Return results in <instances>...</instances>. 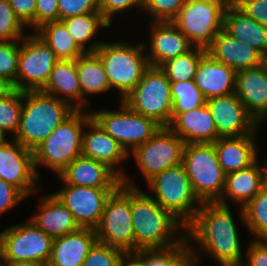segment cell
Wrapping results in <instances>:
<instances>
[{
    "label": "cell",
    "mask_w": 267,
    "mask_h": 266,
    "mask_svg": "<svg viewBox=\"0 0 267 266\" xmlns=\"http://www.w3.org/2000/svg\"><path fill=\"white\" fill-rule=\"evenodd\" d=\"M185 232L198 265L202 262L203 252L214 258L220 266H242L244 263L243 249L230 206L217 202L202 203L193 220L185 227ZM191 241L198 244L201 251L191 246Z\"/></svg>",
    "instance_id": "cell-1"
},
{
    "label": "cell",
    "mask_w": 267,
    "mask_h": 266,
    "mask_svg": "<svg viewBox=\"0 0 267 266\" xmlns=\"http://www.w3.org/2000/svg\"><path fill=\"white\" fill-rule=\"evenodd\" d=\"M122 184L131 187L135 252L139 249L169 248L185 239V226L159 205L151 195L142 188L140 190L128 176L122 179ZM179 231L182 233L180 236Z\"/></svg>",
    "instance_id": "cell-2"
},
{
    "label": "cell",
    "mask_w": 267,
    "mask_h": 266,
    "mask_svg": "<svg viewBox=\"0 0 267 266\" xmlns=\"http://www.w3.org/2000/svg\"><path fill=\"white\" fill-rule=\"evenodd\" d=\"M76 109L41 90L23 91L20 125L13 139L33 151Z\"/></svg>",
    "instance_id": "cell-3"
},
{
    "label": "cell",
    "mask_w": 267,
    "mask_h": 266,
    "mask_svg": "<svg viewBox=\"0 0 267 266\" xmlns=\"http://www.w3.org/2000/svg\"><path fill=\"white\" fill-rule=\"evenodd\" d=\"M85 111L88 110H75L33 150L37 176L38 165L50 168L58 175L74 159L82 155L83 129L92 117L91 112Z\"/></svg>",
    "instance_id": "cell-4"
},
{
    "label": "cell",
    "mask_w": 267,
    "mask_h": 266,
    "mask_svg": "<svg viewBox=\"0 0 267 266\" xmlns=\"http://www.w3.org/2000/svg\"><path fill=\"white\" fill-rule=\"evenodd\" d=\"M144 43L103 42L95 51L100 57L110 88L120 92L125 98L141 80L149 67Z\"/></svg>",
    "instance_id": "cell-5"
},
{
    "label": "cell",
    "mask_w": 267,
    "mask_h": 266,
    "mask_svg": "<svg viewBox=\"0 0 267 266\" xmlns=\"http://www.w3.org/2000/svg\"><path fill=\"white\" fill-rule=\"evenodd\" d=\"M182 165L201 203L220 200L226 174L219 164L214 143L185 144Z\"/></svg>",
    "instance_id": "cell-6"
},
{
    "label": "cell",
    "mask_w": 267,
    "mask_h": 266,
    "mask_svg": "<svg viewBox=\"0 0 267 266\" xmlns=\"http://www.w3.org/2000/svg\"><path fill=\"white\" fill-rule=\"evenodd\" d=\"M146 184L154 193L153 199L185 227L193 220L202 205L194 194L182 164L165 169Z\"/></svg>",
    "instance_id": "cell-7"
},
{
    "label": "cell",
    "mask_w": 267,
    "mask_h": 266,
    "mask_svg": "<svg viewBox=\"0 0 267 266\" xmlns=\"http://www.w3.org/2000/svg\"><path fill=\"white\" fill-rule=\"evenodd\" d=\"M231 0H186L171 22L194 47L206 49L223 29V14Z\"/></svg>",
    "instance_id": "cell-8"
},
{
    "label": "cell",
    "mask_w": 267,
    "mask_h": 266,
    "mask_svg": "<svg viewBox=\"0 0 267 266\" xmlns=\"http://www.w3.org/2000/svg\"><path fill=\"white\" fill-rule=\"evenodd\" d=\"M130 109L162 127L171 123L170 81L160 67L149 66L136 87L122 100Z\"/></svg>",
    "instance_id": "cell-9"
},
{
    "label": "cell",
    "mask_w": 267,
    "mask_h": 266,
    "mask_svg": "<svg viewBox=\"0 0 267 266\" xmlns=\"http://www.w3.org/2000/svg\"><path fill=\"white\" fill-rule=\"evenodd\" d=\"M100 243L135 253V234L131 215V187L121 184L107 199L95 228Z\"/></svg>",
    "instance_id": "cell-10"
},
{
    "label": "cell",
    "mask_w": 267,
    "mask_h": 266,
    "mask_svg": "<svg viewBox=\"0 0 267 266\" xmlns=\"http://www.w3.org/2000/svg\"><path fill=\"white\" fill-rule=\"evenodd\" d=\"M53 238L40 230L29 218L26 223L12 224L0 232V262L37 261L47 264Z\"/></svg>",
    "instance_id": "cell-11"
},
{
    "label": "cell",
    "mask_w": 267,
    "mask_h": 266,
    "mask_svg": "<svg viewBox=\"0 0 267 266\" xmlns=\"http://www.w3.org/2000/svg\"><path fill=\"white\" fill-rule=\"evenodd\" d=\"M91 116L128 153L145 143L162 128L152 118L145 117L130 109L122 100L119 111L100 109L97 112L93 111Z\"/></svg>",
    "instance_id": "cell-12"
},
{
    "label": "cell",
    "mask_w": 267,
    "mask_h": 266,
    "mask_svg": "<svg viewBox=\"0 0 267 266\" xmlns=\"http://www.w3.org/2000/svg\"><path fill=\"white\" fill-rule=\"evenodd\" d=\"M185 144L179 135L173 133L168 127H162L129 155H133L147 183L165 169L182 164Z\"/></svg>",
    "instance_id": "cell-13"
},
{
    "label": "cell",
    "mask_w": 267,
    "mask_h": 266,
    "mask_svg": "<svg viewBox=\"0 0 267 266\" xmlns=\"http://www.w3.org/2000/svg\"><path fill=\"white\" fill-rule=\"evenodd\" d=\"M29 35L23 37L19 45L16 89L20 91L41 90L59 60L35 33Z\"/></svg>",
    "instance_id": "cell-14"
},
{
    "label": "cell",
    "mask_w": 267,
    "mask_h": 266,
    "mask_svg": "<svg viewBox=\"0 0 267 266\" xmlns=\"http://www.w3.org/2000/svg\"><path fill=\"white\" fill-rule=\"evenodd\" d=\"M116 189L65 184L61 190L53 194L72 213L80 228L95 229L100 222L107 199Z\"/></svg>",
    "instance_id": "cell-15"
},
{
    "label": "cell",
    "mask_w": 267,
    "mask_h": 266,
    "mask_svg": "<svg viewBox=\"0 0 267 266\" xmlns=\"http://www.w3.org/2000/svg\"><path fill=\"white\" fill-rule=\"evenodd\" d=\"M0 178L17 187L26 197L40 189L33 151L12 138L0 145Z\"/></svg>",
    "instance_id": "cell-16"
},
{
    "label": "cell",
    "mask_w": 267,
    "mask_h": 266,
    "mask_svg": "<svg viewBox=\"0 0 267 266\" xmlns=\"http://www.w3.org/2000/svg\"><path fill=\"white\" fill-rule=\"evenodd\" d=\"M206 105L220 138L252 134L258 129L259 125L235 93L208 99Z\"/></svg>",
    "instance_id": "cell-17"
},
{
    "label": "cell",
    "mask_w": 267,
    "mask_h": 266,
    "mask_svg": "<svg viewBox=\"0 0 267 266\" xmlns=\"http://www.w3.org/2000/svg\"><path fill=\"white\" fill-rule=\"evenodd\" d=\"M82 134V156L98 160L111 168L121 179L126 175L123 169L118 168L119 163L128 160L130 153L110 136L101 125L91 117ZM85 131V132H84Z\"/></svg>",
    "instance_id": "cell-18"
},
{
    "label": "cell",
    "mask_w": 267,
    "mask_h": 266,
    "mask_svg": "<svg viewBox=\"0 0 267 266\" xmlns=\"http://www.w3.org/2000/svg\"><path fill=\"white\" fill-rule=\"evenodd\" d=\"M235 94L258 125L267 119V61L236 72Z\"/></svg>",
    "instance_id": "cell-19"
},
{
    "label": "cell",
    "mask_w": 267,
    "mask_h": 266,
    "mask_svg": "<svg viewBox=\"0 0 267 266\" xmlns=\"http://www.w3.org/2000/svg\"><path fill=\"white\" fill-rule=\"evenodd\" d=\"M149 30V66L159 67L171 58L183 55L194 46L171 21H151Z\"/></svg>",
    "instance_id": "cell-20"
},
{
    "label": "cell",
    "mask_w": 267,
    "mask_h": 266,
    "mask_svg": "<svg viewBox=\"0 0 267 266\" xmlns=\"http://www.w3.org/2000/svg\"><path fill=\"white\" fill-rule=\"evenodd\" d=\"M62 184L94 188H118L122 179L106 164L85 156L74 159L59 174Z\"/></svg>",
    "instance_id": "cell-21"
},
{
    "label": "cell",
    "mask_w": 267,
    "mask_h": 266,
    "mask_svg": "<svg viewBox=\"0 0 267 266\" xmlns=\"http://www.w3.org/2000/svg\"><path fill=\"white\" fill-rule=\"evenodd\" d=\"M267 183V163L260 166L256 160L252 165L226 174L225 185L218 204L228 205L229 199L243 208ZM228 197V198H227Z\"/></svg>",
    "instance_id": "cell-22"
},
{
    "label": "cell",
    "mask_w": 267,
    "mask_h": 266,
    "mask_svg": "<svg viewBox=\"0 0 267 266\" xmlns=\"http://www.w3.org/2000/svg\"><path fill=\"white\" fill-rule=\"evenodd\" d=\"M206 52L236 72L258 67L267 61L257 50L236 39L224 29L213 39Z\"/></svg>",
    "instance_id": "cell-23"
},
{
    "label": "cell",
    "mask_w": 267,
    "mask_h": 266,
    "mask_svg": "<svg viewBox=\"0 0 267 266\" xmlns=\"http://www.w3.org/2000/svg\"><path fill=\"white\" fill-rule=\"evenodd\" d=\"M168 128L186 144L214 143L220 138L206 104L185 113H171Z\"/></svg>",
    "instance_id": "cell-24"
},
{
    "label": "cell",
    "mask_w": 267,
    "mask_h": 266,
    "mask_svg": "<svg viewBox=\"0 0 267 266\" xmlns=\"http://www.w3.org/2000/svg\"><path fill=\"white\" fill-rule=\"evenodd\" d=\"M194 82L206 100L235 93L236 71L207 52L201 57Z\"/></svg>",
    "instance_id": "cell-25"
},
{
    "label": "cell",
    "mask_w": 267,
    "mask_h": 266,
    "mask_svg": "<svg viewBox=\"0 0 267 266\" xmlns=\"http://www.w3.org/2000/svg\"><path fill=\"white\" fill-rule=\"evenodd\" d=\"M95 229L79 228L53 240L48 265L82 266L90 249L97 242Z\"/></svg>",
    "instance_id": "cell-26"
},
{
    "label": "cell",
    "mask_w": 267,
    "mask_h": 266,
    "mask_svg": "<svg viewBox=\"0 0 267 266\" xmlns=\"http://www.w3.org/2000/svg\"><path fill=\"white\" fill-rule=\"evenodd\" d=\"M256 132L257 129L252 134L222 137L214 142L219 164L225 174L246 168L258 160Z\"/></svg>",
    "instance_id": "cell-27"
},
{
    "label": "cell",
    "mask_w": 267,
    "mask_h": 266,
    "mask_svg": "<svg viewBox=\"0 0 267 266\" xmlns=\"http://www.w3.org/2000/svg\"><path fill=\"white\" fill-rule=\"evenodd\" d=\"M223 29L257 50L267 60V27L245 15L232 2L225 8Z\"/></svg>",
    "instance_id": "cell-28"
},
{
    "label": "cell",
    "mask_w": 267,
    "mask_h": 266,
    "mask_svg": "<svg viewBox=\"0 0 267 266\" xmlns=\"http://www.w3.org/2000/svg\"><path fill=\"white\" fill-rule=\"evenodd\" d=\"M39 201V212L30 219L45 234L55 239L80 228L72 213L53 193L41 197Z\"/></svg>",
    "instance_id": "cell-29"
},
{
    "label": "cell",
    "mask_w": 267,
    "mask_h": 266,
    "mask_svg": "<svg viewBox=\"0 0 267 266\" xmlns=\"http://www.w3.org/2000/svg\"><path fill=\"white\" fill-rule=\"evenodd\" d=\"M41 91L68 102L76 110H82L76 60H58Z\"/></svg>",
    "instance_id": "cell-30"
},
{
    "label": "cell",
    "mask_w": 267,
    "mask_h": 266,
    "mask_svg": "<svg viewBox=\"0 0 267 266\" xmlns=\"http://www.w3.org/2000/svg\"><path fill=\"white\" fill-rule=\"evenodd\" d=\"M76 64L82 93V110H87L86 106L90 103L87 96L103 94L111 88L104 65L95 52H85L76 59Z\"/></svg>",
    "instance_id": "cell-31"
},
{
    "label": "cell",
    "mask_w": 267,
    "mask_h": 266,
    "mask_svg": "<svg viewBox=\"0 0 267 266\" xmlns=\"http://www.w3.org/2000/svg\"><path fill=\"white\" fill-rule=\"evenodd\" d=\"M133 255L143 266H199L186 238L169 248L139 249Z\"/></svg>",
    "instance_id": "cell-32"
},
{
    "label": "cell",
    "mask_w": 267,
    "mask_h": 266,
    "mask_svg": "<svg viewBox=\"0 0 267 266\" xmlns=\"http://www.w3.org/2000/svg\"><path fill=\"white\" fill-rule=\"evenodd\" d=\"M34 33L55 52L59 60H76L85 53L61 21L45 23Z\"/></svg>",
    "instance_id": "cell-33"
},
{
    "label": "cell",
    "mask_w": 267,
    "mask_h": 266,
    "mask_svg": "<svg viewBox=\"0 0 267 266\" xmlns=\"http://www.w3.org/2000/svg\"><path fill=\"white\" fill-rule=\"evenodd\" d=\"M60 21L66 26L74 41L84 52H95L103 41L96 40L92 43L91 40L99 33L98 30L100 28L110 27V24L103 18L101 13L73 16ZM89 42L88 47L86 44Z\"/></svg>",
    "instance_id": "cell-34"
},
{
    "label": "cell",
    "mask_w": 267,
    "mask_h": 266,
    "mask_svg": "<svg viewBox=\"0 0 267 266\" xmlns=\"http://www.w3.org/2000/svg\"><path fill=\"white\" fill-rule=\"evenodd\" d=\"M240 220L255 240H267V183L243 208L239 207Z\"/></svg>",
    "instance_id": "cell-35"
},
{
    "label": "cell",
    "mask_w": 267,
    "mask_h": 266,
    "mask_svg": "<svg viewBox=\"0 0 267 266\" xmlns=\"http://www.w3.org/2000/svg\"><path fill=\"white\" fill-rule=\"evenodd\" d=\"M205 53L206 49L193 47L187 53L171 58L159 67L170 82L194 80L199 61Z\"/></svg>",
    "instance_id": "cell-36"
},
{
    "label": "cell",
    "mask_w": 267,
    "mask_h": 266,
    "mask_svg": "<svg viewBox=\"0 0 267 266\" xmlns=\"http://www.w3.org/2000/svg\"><path fill=\"white\" fill-rule=\"evenodd\" d=\"M171 113H185L206 104V98L194 80L170 82Z\"/></svg>",
    "instance_id": "cell-37"
},
{
    "label": "cell",
    "mask_w": 267,
    "mask_h": 266,
    "mask_svg": "<svg viewBox=\"0 0 267 266\" xmlns=\"http://www.w3.org/2000/svg\"><path fill=\"white\" fill-rule=\"evenodd\" d=\"M23 107V91L15 89L6 97L0 98V128L5 132L18 131L20 125L21 111Z\"/></svg>",
    "instance_id": "cell-38"
},
{
    "label": "cell",
    "mask_w": 267,
    "mask_h": 266,
    "mask_svg": "<svg viewBox=\"0 0 267 266\" xmlns=\"http://www.w3.org/2000/svg\"><path fill=\"white\" fill-rule=\"evenodd\" d=\"M26 26L14 13L8 0H0V41H20Z\"/></svg>",
    "instance_id": "cell-39"
},
{
    "label": "cell",
    "mask_w": 267,
    "mask_h": 266,
    "mask_svg": "<svg viewBox=\"0 0 267 266\" xmlns=\"http://www.w3.org/2000/svg\"><path fill=\"white\" fill-rule=\"evenodd\" d=\"M127 253L119 248L96 242L87 254L82 266H121Z\"/></svg>",
    "instance_id": "cell-40"
},
{
    "label": "cell",
    "mask_w": 267,
    "mask_h": 266,
    "mask_svg": "<svg viewBox=\"0 0 267 266\" xmlns=\"http://www.w3.org/2000/svg\"><path fill=\"white\" fill-rule=\"evenodd\" d=\"M20 41H0V76L11 81L16 89Z\"/></svg>",
    "instance_id": "cell-41"
},
{
    "label": "cell",
    "mask_w": 267,
    "mask_h": 266,
    "mask_svg": "<svg viewBox=\"0 0 267 266\" xmlns=\"http://www.w3.org/2000/svg\"><path fill=\"white\" fill-rule=\"evenodd\" d=\"M186 0H144L143 9L152 21H171Z\"/></svg>",
    "instance_id": "cell-42"
},
{
    "label": "cell",
    "mask_w": 267,
    "mask_h": 266,
    "mask_svg": "<svg viewBox=\"0 0 267 266\" xmlns=\"http://www.w3.org/2000/svg\"><path fill=\"white\" fill-rule=\"evenodd\" d=\"M59 21L84 14L101 13L99 0H58Z\"/></svg>",
    "instance_id": "cell-43"
},
{
    "label": "cell",
    "mask_w": 267,
    "mask_h": 266,
    "mask_svg": "<svg viewBox=\"0 0 267 266\" xmlns=\"http://www.w3.org/2000/svg\"><path fill=\"white\" fill-rule=\"evenodd\" d=\"M144 0H99V11L103 18L111 25L114 14L130 9H142ZM133 7V8H132Z\"/></svg>",
    "instance_id": "cell-44"
},
{
    "label": "cell",
    "mask_w": 267,
    "mask_h": 266,
    "mask_svg": "<svg viewBox=\"0 0 267 266\" xmlns=\"http://www.w3.org/2000/svg\"><path fill=\"white\" fill-rule=\"evenodd\" d=\"M245 15L267 27V0H231Z\"/></svg>",
    "instance_id": "cell-45"
},
{
    "label": "cell",
    "mask_w": 267,
    "mask_h": 266,
    "mask_svg": "<svg viewBox=\"0 0 267 266\" xmlns=\"http://www.w3.org/2000/svg\"><path fill=\"white\" fill-rule=\"evenodd\" d=\"M14 13L27 27L36 30V3L37 0H8Z\"/></svg>",
    "instance_id": "cell-46"
},
{
    "label": "cell",
    "mask_w": 267,
    "mask_h": 266,
    "mask_svg": "<svg viewBox=\"0 0 267 266\" xmlns=\"http://www.w3.org/2000/svg\"><path fill=\"white\" fill-rule=\"evenodd\" d=\"M25 198L26 196L17 187L0 178V216Z\"/></svg>",
    "instance_id": "cell-47"
},
{
    "label": "cell",
    "mask_w": 267,
    "mask_h": 266,
    "mask_svg": "<svg viewBox=\"0 0 267 266\" xmlns=\"http://www.w3.org/2000/svg\"><path fill=\"white\" fill-rule=\"evenodd\" d=\"M54 21H59L58 0H37L36 29Z\"/></svg>",
    "instance_id": "cell-48"
},
{
    "label": "cell",
    "mask_w": 267,
    "mask_h": 266,
    "mask_svg": "<svg viewBox=\"0 0 267 266\" xmlns=\"http://www.w3.org/2000/svg\"><path fill=\"white\" fill-rule=\"evenodd\" d=\"M247 248L245 263L242 266H267V240L253 239Z\"/></svg>",
    "instance_id": "cell-49"
},
{
    "label": "cell",
    "mask_w": 267,
    "mask_h": 266,
    "mask_svg": "<svg viewBox=\"0 0 267 266\" xmlns=\"http://www.w3.org/2000/svg\"><path fill=\"white\" fill-rule=\"evenodd\" d=\"M15 90L14 84L0 76V98L6 97Z\"/></svg>",
    "instance_id": "cell-50"
},
{
    "label": "cell",
    "mask_w": 267,
    "mask_h": 266,
    "mask_svg": "<svg viewBox=\"0 0 267 266\" xmlns=\"http://www.w3.org/2000/svg\"><path fill=\"white\" fill-rule=\"evenodd\" d=\"M121 266H143V265L133 254H127L123 259Z\"/></svg>",
    "instance_id": "cell-51"
},
{
    "label": "cell",
    "mask_w": 267,
    "mask_h": 266,
    "mask_svg": "<svg viewBox=\"0 0 267 266\" xmlns=\"http://www.w3.org/2000/svg\"><path fill=\"white\" fill-rule=\"evenodd\" d=\"M7 266H45L46 264L37 261H20L16 263L6 264Z\"/></svg>",
    "instance_id": "cell-52"
},
{
    "label": "cell",
    "mask_w": 267,
    "mask_h": 266,
    "mask_svg": "<svg viewBox=\"0 0 267 266\" xmlns=\"http://www.w3.org/2000/svg\"><path fill=\"white\" fill-rule=\"evenodd\" d=\"M6 134L7 133L0 128V145H3L4 143H6L8 141Z\"/></svg>",
    "instance_id": "cell-53"
},
{
    "label": "cell",
    "mask_w": 267,
    "mask_h": 266,
    "mask_svg": "<svg viewBox=\"0 0 267 266\" xmlns=\"http://www.w3.org/2000/svg\"><path fill=\"white\" fill-rule=\"evenodd\" d=\"M0 266H7V265L0 262Z\"/></svg>",
    "instance_id": "cell-54"
}]
</instances>
